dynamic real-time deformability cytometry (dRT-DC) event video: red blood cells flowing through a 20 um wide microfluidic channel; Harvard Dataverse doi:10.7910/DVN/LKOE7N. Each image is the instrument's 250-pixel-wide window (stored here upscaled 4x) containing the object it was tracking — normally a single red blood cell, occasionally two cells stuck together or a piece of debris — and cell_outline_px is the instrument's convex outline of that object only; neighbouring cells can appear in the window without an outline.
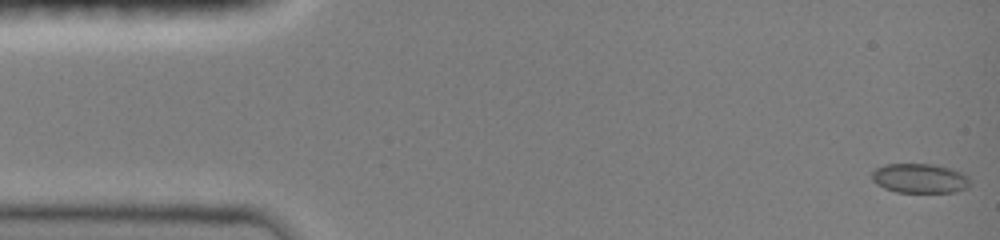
{"species": "common noctule bat (a hibernating species)", "species_latin": "Nyctalus noctula", "temperature_condition": "room temperature", "stored_images_in_passage": 98, "camera_frame_rate_fps": 3000, "um_per_image_px": 0.085, "animal": {"sex": "female", "body_mass_g": 19.0, "forearm_length_mm": 51.5}, "frame": {"image": 1, "passage_image": 1, "time_ms": 0.0, "image_size_px": [1000, 240], "cell_outline_px": [[968, 188], [956, 192], [896, 192], [884, 188], [876, 184], [872, 180], [872, 172], [876, 168], [884, 164], [932, 164], [948, 168], [960, 172], [968, 176]], "centroid_in_image_um": [78.15, 15.16], "position_along_channel_um": 6.9, "area_um2": 16.82}}
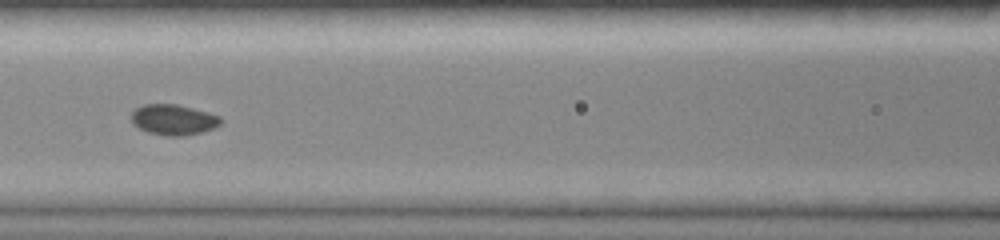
{"frame": {"image": 2, "passage_image": 34, "time_ms": 6.667, "image_size_px": [1000, 240], "cell_outline_px": [[224, 120], [220, 124], [212, 128], [200, 132], [180, 136], [164, 136], [148, 132], [132, 124], [132, 112], [136, 108], [144, 104], [176, 104], [208, 112], [220, 116]], "centroid_in_image_um": [14.74, 10.17], "position_along_channel_um": 151.9, "area_um2": 15.84}}
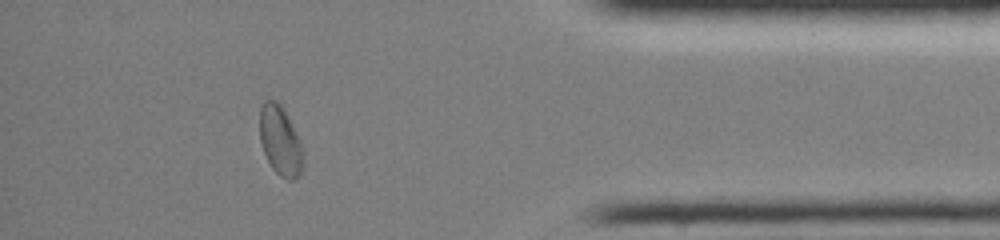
{"frame": {"image": 3, "passage_image": 82, "time_ms": 13.667, "image_size_px": [1000, 240], "cell_outline_px": [[304, 164], [300, 176], [292, 180], [288, 180], [280, 176], [272, 168], [264, 152], [260, 140], [260, 108], [264, 100], [276, 100], [284, 108], [300, 140]], "centroid_in_image_um": [23.83, 11.97], "position_along_channel_um": 411.4, "area_um2": 17.69}, "authors_computed_cell_mechanics": {"area_um2": 16.0106, "velocity_mm_per_s": 4.0493, "shape_relaxation_time_tau1_ms": 5.2386, "shape_relaxation_time_tau2_ms": null, "deformation_change_tau1": 0.0927, "deformation_change_tau2": null}}